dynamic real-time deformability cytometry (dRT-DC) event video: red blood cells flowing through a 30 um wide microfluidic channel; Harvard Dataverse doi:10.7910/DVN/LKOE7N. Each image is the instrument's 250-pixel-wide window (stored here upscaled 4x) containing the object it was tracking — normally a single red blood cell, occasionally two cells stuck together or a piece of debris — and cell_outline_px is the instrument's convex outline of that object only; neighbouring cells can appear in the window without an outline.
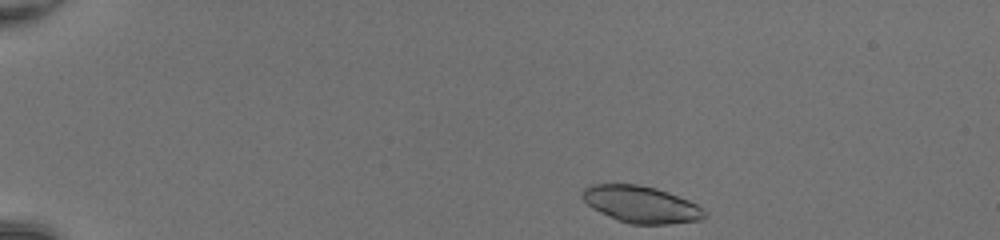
{"species": "common noctule bat (a hibernating species)", "species_latin": "Nyctalus noctula", "temperature_condition": "room temperature", "stored_images_in_passage": 41, "camera_frame_rate_fps": 3000, "um_per_image_px": 0.085, "animal": {"sex": "female", "body_mass_g": 20.0, "forearm_length_mm": 54.0}, "frame": {"image": 1, "passage_image": 1, "time_ms": 0.0, "image_size_px": [1000, 240], "cell_outline_px": [[704, 216], [700, 220], [668, 224], [632, 224], [620, 220], [600, 212], [592, 208], [584, 200], [584, 188], [592, 184], [636, 184], [656, 188], [668, 192], [688, 200], [696, 204], [704, 212]], "centroid_in_image_um": [54.49, 17.37], "position_along_channel_um": 30.5, "area_um2": 25.66}}
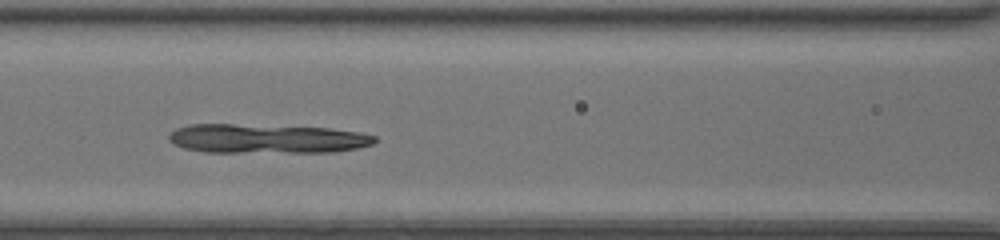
{"frame": {"image": 2, "passage_image": 16, "time_ms": 5.0, "image_size_px": [1000, 240], "cell_outline_px": [[376, 140], [372, 144], [356, 148], [332, 152], [204, 152], [184, 148], [168, 140], [168, 136], [176, 128], [192, 124], [232, 124], [328, 128], [360, 132], [376, 136]], "centroid_in_image_um": [22.67, 11.79], "position_along_channel_um": 143.9, "area_um2": 34.91}}